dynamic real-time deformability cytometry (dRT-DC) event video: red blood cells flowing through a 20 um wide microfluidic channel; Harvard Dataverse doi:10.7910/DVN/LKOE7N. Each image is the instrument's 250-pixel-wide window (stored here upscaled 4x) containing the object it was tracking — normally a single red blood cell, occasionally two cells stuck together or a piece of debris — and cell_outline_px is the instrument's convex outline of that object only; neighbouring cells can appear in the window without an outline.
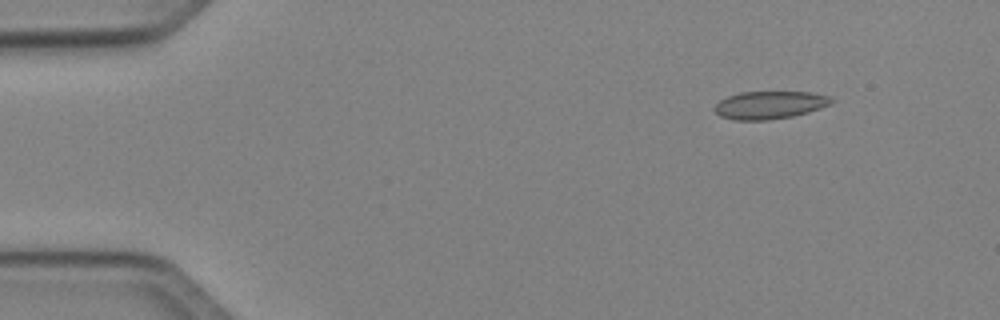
{"species": "Egyptian fruit bat (a non-hibernating species)", "species_latin": "Rousettus aegyptiacus", "temperature_condition": "cold", "stored_images_in_passage": 7, "camera_frame_rate_fps": 3000, "um_per_image_px": 0.085, "animal": {"sex": "female"}, "frame": {"image": 1, "passage_image": 1, "time_ms": 0.0, "image_size_px": [1000, 320], "cell_outline_px": [[836, 100], [832, 104], [808, 112], [792, 116], [768, 120], [736, 120], [720, 116], [716, 112], [716, 104], [720, 100], [728, 96], [740, 92], [812, 92], [828, 96]], "centroid_in_image_um": [65.46, 8.92], "position_along_channel_um": 19.5, "area_um2": 18.84}}
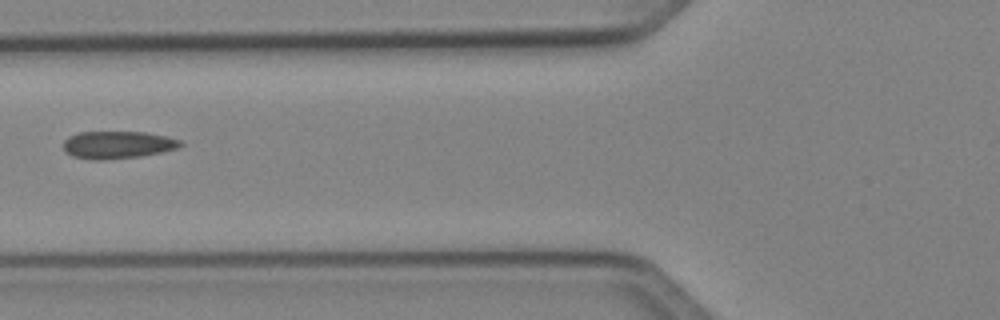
{"frame": {"image": 2, "passage_image": 5, "time_ms": 4.667, "image_size_px": [1000, 320], "cell_outline_px": [[184, 144], [176, 148], [160, 152], [140, 156], [104, 160], [92, 160], [72, 156], [64, 148], [64, 140], [68, 136], [80, 132], [144, 132], [164, 136], [180, 140]], "centroid_in_image_um": [9.97, 12.31], "position_along_channel_um": 115.8, "area_um2": 18.55}}
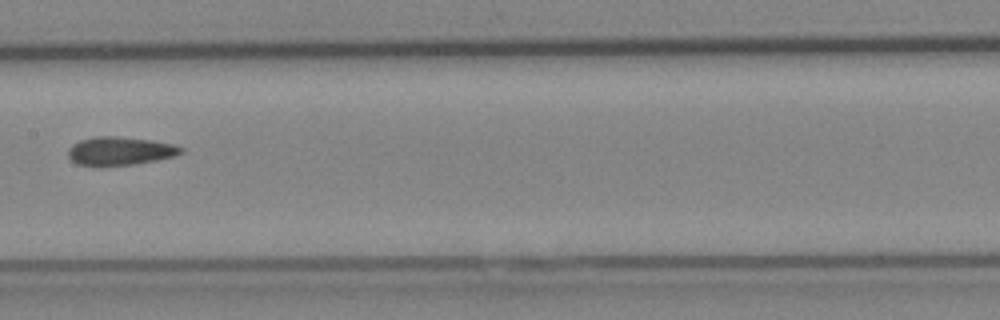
{"frame": {"image": 3, "passage_image": 7, "time_ms": 6.667, "image_size_px": [1000, 320], "cell_outline_px": [[184, 152], [176, 156], [156, 160], [132, 164], [100, 168], [80, 164], [72, 160], [68, 156], [68, 148], [72, 144], [80, 140], [96, 136], [116, 136], [152, 140], [172, 144], [184, 148]], "centroid_in_image_um": [10.19, 12.85], "position_along_channel_um": 197.2, "area_um2": 19.02}}